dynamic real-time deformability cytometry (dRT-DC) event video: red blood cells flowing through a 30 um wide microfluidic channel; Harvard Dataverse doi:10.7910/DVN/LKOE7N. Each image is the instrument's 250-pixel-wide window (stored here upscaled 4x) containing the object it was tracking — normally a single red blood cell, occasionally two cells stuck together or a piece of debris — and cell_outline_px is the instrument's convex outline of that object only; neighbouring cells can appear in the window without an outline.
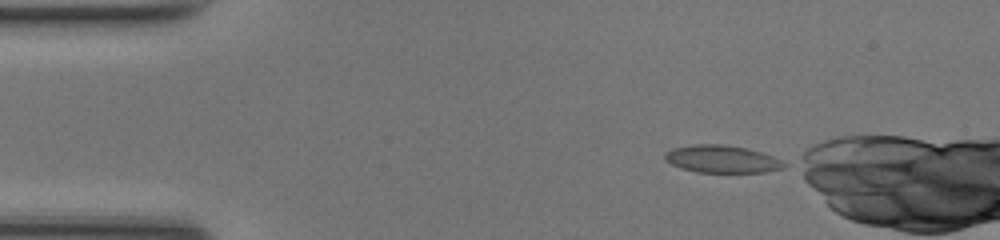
{"species": "common noctule bat (a hibernating species)", "species_latin": "Nyctalus noctula", "temperature_condition": "room temperature", "stored_images_in_passage": 43, "camera_frame_rate_fps": 3000, "um_per_image_px": 0.085, "animal": {"sex": "female", "body_mass_g": 17.0, "forearm_length_mm": 48.0}, "frame": {"image": 1, "passage_image": 1, "time_ms": 0.0, "image_size_px": [1000, 240], "cell_outline_px": [[788, 164], [784, 168], [764, 172], [696, 172], [680, 168], [664, 160], [664, 152], [672, 148], [692, 144], [724, 144], [748, 148], [772, 156]], "centroid_in_image_um": [61.33, 13.51], "position_along_channel_um": 23.7, "area_um2": 19.25}}
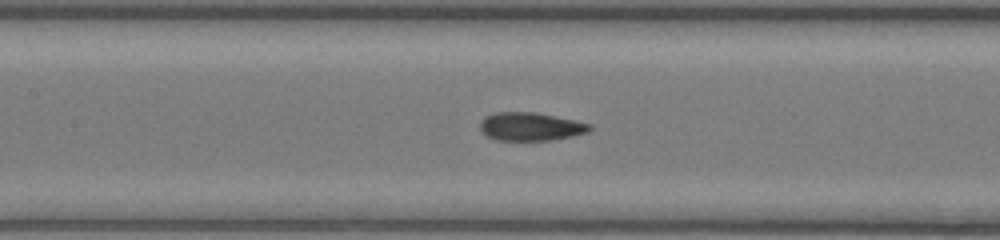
{"frame": {"image": 2, "passage_image": 16, "time_ms": 5.0, "image_size_px": [1000, 240], "cell_outline_px": [[592, 128], [588, 132], [572, 136], [552, 140], [496, 140], [488, 136], [480, 128], [480, 120], [484, 116], [496, 112], [536, 112], [576, 120], [592, 124]], "centroid_in_image_um": [45.12, 10.75], "position_along_channel_um": 162.3, "area_um2": 18.15}}
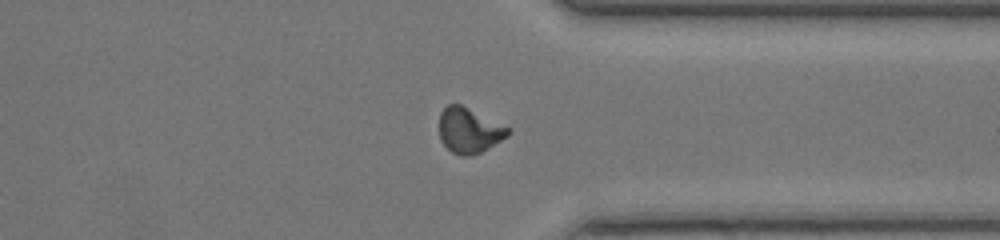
{"frame": {"image": 3, "passage_image": 31, "time_ms": 10.0, "image_size_px": [1000, 240], "cell_outline_px": [[508, 136], [488, 148], [472, 156], [460, 156], [452, 152], [440, 140], [440, 112], [448, 104], [460, 104], [508, 128]], "centroid_in_image_um": [39.83, 11.1], "position_along_channel_um": 371.6, "area_um2": 17.69}, "authors_computed_cell_mechanics": {"area_um2": 17.918, "velocity_mm_per_s": 4.2469, "shape_relaxation_time_tau1_ms": null, "shape_relaxation_time_tau2_ms": 1.3686, "deformation_change_tau1": null, "deformation_change_tau2": 0.0685}}